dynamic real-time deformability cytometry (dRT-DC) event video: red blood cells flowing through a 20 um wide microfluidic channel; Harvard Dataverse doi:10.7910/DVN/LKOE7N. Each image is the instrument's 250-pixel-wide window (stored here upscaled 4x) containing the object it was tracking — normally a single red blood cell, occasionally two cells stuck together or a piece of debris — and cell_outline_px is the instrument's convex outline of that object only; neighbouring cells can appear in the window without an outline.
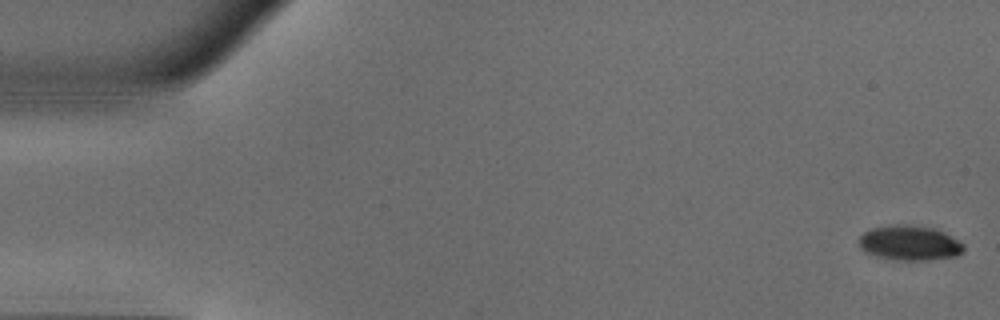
{"species": "common noctule bat (a hibernating species)", "species_latin": "Nyctalus noctula", "temperature_condition": "warm", "stored_images_in_passage": 49, "camera_frame_rate_fps": 3000, "um_per_image_px": 0.085, "animal": {"sex": "male", "body_mass_g": 18.8}, "frame": {"image": 1, "passage_image": 1, "time_ms": 0.0, "image_size_px": [1000, 320], "cell_outline_px": [[964, 252], [956, 256], [924, 260], [900, 260], [876, 256], [864, 252], [860, 248], [860, 236], [864, 232], [872, 228], [896, 224], [908, 224], [932, 228], [944, 232], [964, 244]], "centroid_in_image_um": [77.32, 20.65], "position_along_channel_um": 7.7, "area_um2": 21.21}}
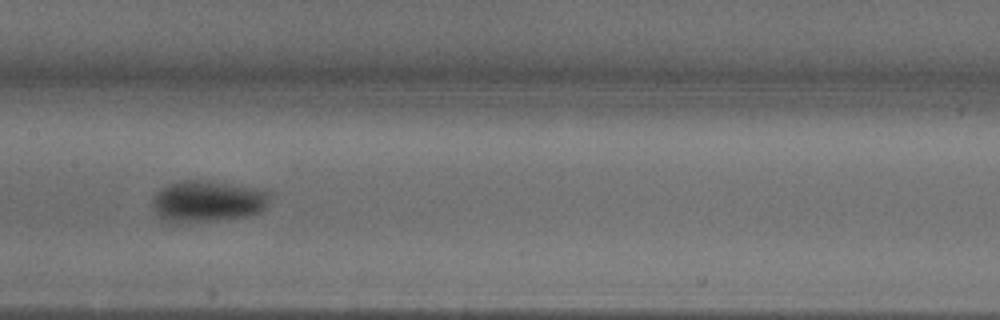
{"frame": {"image": 2, "passage_image": 25, "time_ms": 8.0, "image_size_px": [1000, 320], "cell_outline_px": [[268, 204], [264, 212], [252, 216], [216, 220], [176, 224], [164, 220], [156, 212], [152, 204], [152, 200], [156, 192], [168, 184], [180, 180], [208, 180], [252, 188], [268, 192]], "centroid_in_image_um": [17.63, 17.13], "position_along_channel_um": 189.8, "area_um2": 28.55}}
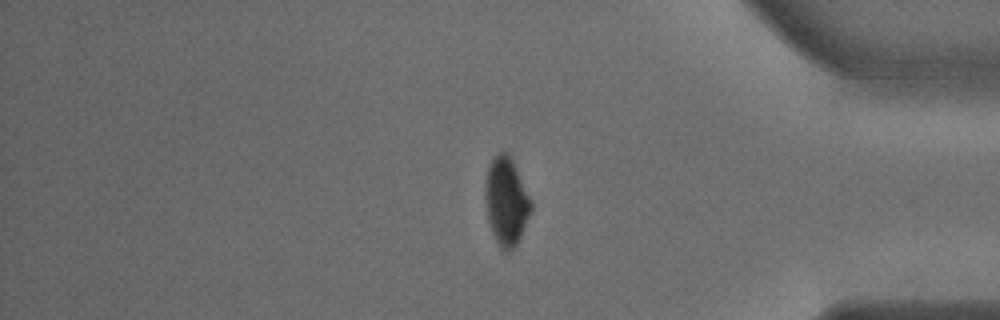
{"frame": {"image": 3, "passage_image": 42, "time_ms": 13.667, "image_size_px": [1000, 320], "cell_outline_px": [[532, 212], [516, 244], [508, 252], [500, 248], [492, 232], [488, 220], [484, 196], [484, 188], [488, 168], [492, 160], [500, 152], [508, 152], [532, 200]], "centroid_in_image_um": [43.04, 17.12], "position_along_channel_um": 392.2, "area_um2": 23.35}}